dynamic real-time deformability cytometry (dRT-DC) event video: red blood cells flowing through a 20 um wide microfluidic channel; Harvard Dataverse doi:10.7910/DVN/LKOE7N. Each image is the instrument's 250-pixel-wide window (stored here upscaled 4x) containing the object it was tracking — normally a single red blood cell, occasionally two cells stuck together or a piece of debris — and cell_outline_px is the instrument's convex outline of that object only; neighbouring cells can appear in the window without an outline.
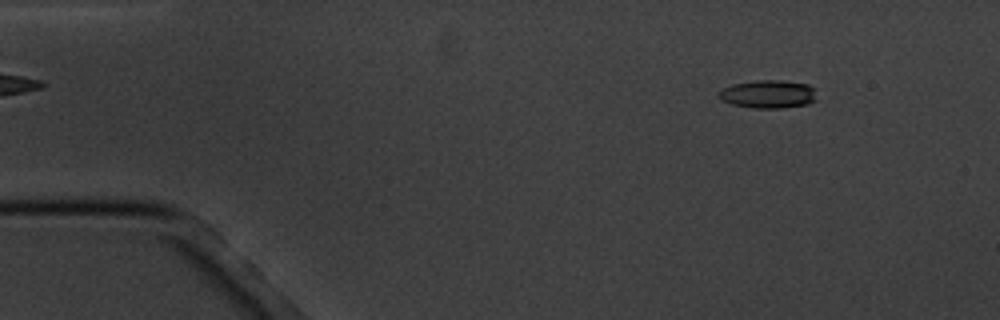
{"species": "common noctule bat (a hibernating species)", "species_latin": "Nyctalus noctula", "temperature_condition": "cold", "stored_images_in_passage": 5, "camera_frame_rate_fps": 3000, "um_per_image_px": 0.085, "animal": {"sex": "male", "body_mass_g": 20.1, "forearm_length_mm": 53.5}, "frame": {"image": 1, "passage_image": 1, "time_ms": 0.0, "image_size_px": [1000, 320], "cell_outline_px": [[816, 100], [808, 104], [780, 108], [752, 108], [732, 104], [720, 100], [720, 88], [732, 84], [756, 80], [776, 80], [808, 84], [816, 88]], "centroid_in_image_um": [65.31, 8.0], "position_along_channel_um": 19.7, "area_um2": 16.18}}
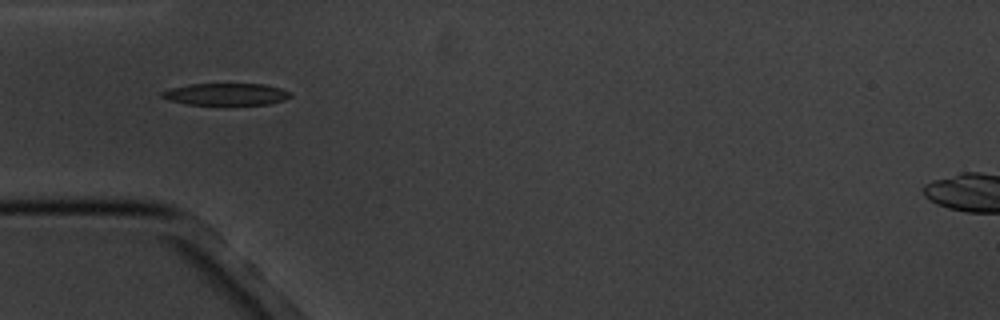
{"frame": {"image": 2, "passage_image": 4, "time_ms": 3.667, "image_size_px": [1000, 320], "cell_outline_px": [[292, 96], [284, 100], [268, 104], [224, 108], [184, 104], [168, 100], [160, 96], [160, 92], [172, 88], [192, 84], [264, 84], [280, 88], [292, 92]], "centroid_in_image_um": [19.22, 8.07], "position_along_channel_um": 65.8, "area_um2": 17.57}}
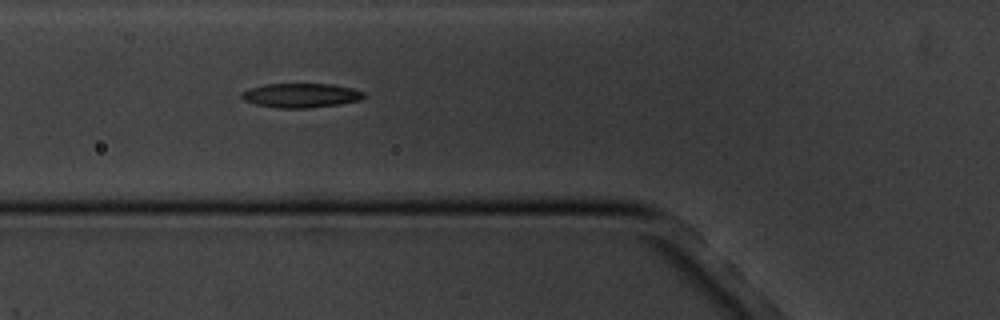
{"frame": {"image": 3, "passage_image": 5, "time_ms": 4.667, "image_size_px": [1000, 320], "cell_outline_px": [[364, 96], [360, 100], [340, 104], [304, 108], [276, 108], [256, 104], [244, 100], [240, 96], [240, 92], [264, 84], [332, 84], [352, 88], [364, 92]], "centroid_in_image_um": [25.56, 8.11], "position_along_channel_um": 100.2, "area_um2": 17.22}}